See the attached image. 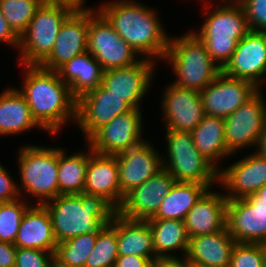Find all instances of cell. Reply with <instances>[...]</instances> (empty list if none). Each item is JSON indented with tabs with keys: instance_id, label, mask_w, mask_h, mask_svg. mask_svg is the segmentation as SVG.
I'll return each mask as SVG.
<instances>
[{
	"instance_id": "6da1fadb",
	"label": "cell",
	"mask_w": 266,
	"mask_h": 267,
	"mask_svg": "<svg viewBox=\"0 0 266 267\" xmlns=\"http://www.w3.org/2000/svg\"><path fill=\"white\" fill-rule=\"evenodd\" d=\"M25 78L18 89L30 107L33 119L50 135L57 134L67 121H76L77 100L57 71L39 65L24 66Z\"/></svg>"
},
{
	"instance_id": "7a4b0ae2",
	"label": "cell",
	"mask_w": 266,
	"mask_h": 267,
	"mask_svg": "<svg viewBox=\"0 0 266 267\" xmlns=\"http://www.w3.org/2000/svg\"><path fill=\"white\" fill-rule=\"evenodd\" d=\"M102 4L98 10L138 55H144L151 60H164L170 37L153 8L133 0Z\"/></svg>"
},
{
	"instance_id": "3957f363",
	"label": "cell",
	"mask_w": 266,
	"mask_h": 267,
	"mask_svg": "<svg viewBox=\"0 0 266 267\" xmlns=\"http://www.w3.org/2000/svg\"><path fill=\"white\" fill-rule=\"evenodd\" d=\"M48 210L57 243L99 232L112 221L117 209L100 195L62 194L43 204Z\"/></svg>"
},
{
	"instance_id": "277c9868",
	"label": "cell",
	"mask_w": 266,
	"mask_h": 267,
	"mask_svg": "<svg viewBox=\"0 0 266 267\" xmlns=\"http://www.w3.org/2000/svg\"><path fill=\"white\" fill-rule=\"evenodd\" d=\"M224 2L223 5L220 4L212 9L211 13H208L209 5L204 7L205 16L209 15L200 30L193 31L221 69L230 60L238 41L250 31L241 4L237 0Z\"/></svg>"
},
{
	"instance_id": "5b68a950",
	"label": "cell",
	"mask_w": 266,
	"mask_h": 267,
	"mask_svg": "<svg viewBox=\"0 0 266 267\" xmlns=\"http://www.w3.org/2000/svg\"><path fill=\"white\" fill-rule=\"evenodd\" d=\"M164 59L171 63L177 75L172 83L182 88L200 92L222 73L205 44L193 31L175 39L170 38Z\"/></svg>"
},
{
	"instance_id": "8992f818",
	"label": "cell",
	"mask_w": 266,
	"mask_h": 267,
	"mask_svg": "<svg viewBox=\"0 0 266 267\" xmlns=\"http://www.w3.org/2000/svg\"><path fill=\"white\" fill-rule=\"evenodd\" d=\"M18 154L20 196L25 191L36 197L39 205L58 196V148L25 145Z\"/></svg>"
},
{
	"instance_id": "52a82bcc",
	"label": "cell",
	"mask_w": 266,
	"mask_h": 267,
	"mask_svg": "<svg viewBox=\"0 0 266 267\" xmlns=\"http://www.w3.org/2000/svg\"><path fill=\"white\" fill-rule=\"evenodd\" d=\"M167 157H162L163 168L176 182L218 184V170L205 159L194 145L189 132L166 129Z\"/></svg>"
},
{
	"instance_id": "ba28073f",
	"label": "cell",
	"mask_w": 266,
	"mask_h": 267,
	"mask_svg": "<svg viewBox=\"0 0 266 267\" xmlns=\"http://www.w3.org/2000/svg\"><path fill=\"white\" fill-rule=\"evenodd\" d=\"M72 12L67 6L42 3L19 38L21 64L40 65L50 55L62 23Z\"/></svg>"
},
{
	"instance_id": "9c48e42d",
	"label": "cell",
	"mask_w": 266,
	"mask_h": 267,
	"mask_svg": "<svg viewBox=\"0 0 266 267\" xmlns=\"http://www.w3.org/2000/svg\"><path fill=\"white\" fill-rule=\"evenodd\" d=\"M95 9H89L88 52L102 69L127 67L139 61L133 48L117 34L107 18Z\"/></svg>"
},
{
	"instance_id": "30bf717a",
	"label": "cell",
	"mask_w": 266,
	"mask_h": 267,
	"mask_svg": "<svg viewBox=\"0 0 266 267\" xmlns=\"http://www.w3.org/2000/svg\"><path fill=\"white\" fill-rule=\"evenodd\" d=\"M225 144L233 155L239 149L257 147L266 123V100L260 90L224 119Z\"/></svg>"
},
{
	"instance_id": "8fae6325",
	"label": "cell",
	"mask_w": 266,
	"mask_h": 267,
	"mask_svg": "<svg viewBox=\"0 0 266 267\" xmlns=\"http://www.w3.org/2000/svg\"><path fill=\"white\" fill-rule=\"evenodd\" d=\"M140 109L114 117L99 128L87 141L96 153L116 155L144 142V127Z\"/></svg>"
},
{
	"instance_id": "7c38bea8",
	"label": "cell",
	"mask_w": 266,
	"mask_h": 267,
	"mask_svg": "<svg viewBox=\"0 0 266 267\" xmlns=\"http://www.w3.org/2000/svg\"><path fill=\"white\" fill-rule=\"evenodd\" d=\"M140 58L133 65L104 70L102 75V86L133 109H140L139 102L149 92L155 74V61Z\"/></svg>"
},
{
	"instance_id": "4fadbf2b",
	"label": "cell",
	"mask_w": 266,
	"mask_h": 267,
	"mask_svg": "<svg viewBox=\"0 0 266 267\" xmlns=\"http://www.w3.org/2000/svg\"><path fill=\"white\" fill-rule=\"evenodd\" d=\"M259 90L253 82L221 73L200 91L205 115L225 119Z\"/></svg>"
},
{
	"instance_id": "5bb4252c",
	"label": "cell",
	"mask_w": 266,
	"mask_h": 267,
	"mask_svg": "<svg viewBox=\"0 0 266 267\" xmlns=\"http://www.w3.org/2000/svg\"><path fill=\"white\" fill-rule=\"evenodd\" d=\"M133 109L126 101L108 92L102 85L77 99L76 123L86 141L114 117Z\"/></svg>"
},
{
	"instance_id": "9a60e30c",
	"label": "cell",
	"mask_w": 266,
	"mask_h": 267,
	"mask_svg": "<svg viewBox=\"0 0 266 267\" xmlns=\"http://www.w3.org/2000/svg\"><path fill=\"white\" fill-rule=\"evenodd\" d=\"M222 73L234 79L248 80L260 88L263 76H266V33L250 30L240 39Z\"/></svg>"
},
{
	"instance_id": "2e32d148",
	"label": "cell",
	"mask_w": 266,
	"mask_h": 267,
	"mask_svg": "<svg viewBox=\"0 0 266 267\" xmlns=\"http://www.w3.org/2000/svg\"><path fill=\"white\" fill-rule=\"evenodd\" d=\"M163 94L165 128L191 133L205 116L200 92L170 83Z\"/></svg>"
},
{
	"instance_id": "e0dca14e",
	"label": "cell",
	"mask_w": 266,
	"mask_h": 267,
	"mask_svg": "<svg viewBox=\"0 0 266 267\" xmlns=\"http://www.w3.org/2000/svg\"><path fill=\"white\" fill-rule=\"evenodd\" d=\"M121 189V205L124 197L163 169L162 156L153 145L144 141L116 154Z\"/></svg>"
},
{
	"instance_id": "ac0fdd59",
	"label": "cell",
	"mask_w": 266,
	"mask_h": 267,
	"mask_svg": "<svg viewBox=\"0 0 266 267\" xmlns=\"http://www.w3.org/2000/svg\"><path fill=\"white\" fill-rule=\"evenodd\" d=\"M89 10L73 11L62 23L50 55L39 65L57 71L67 61L88 51Z\"/></svg>"
},
{
	"instance_id": "d6986e66",
	"label": "cell",
	"mask_w": 266,
	"mask_h": 267,
	"mask_svg": "<svg viewBox=\"0 0 266 267\" xmlns=\"http://www.w3.org/2000/svg\"><path fill=\"white\" fill-rule=\"evenodd\" d=\"M218 183L227 190V200L256 193L266 184V158L255 151L225 169L220 167Z\"/></svg>"
},
{
	"instance_id": "ffe728a7",
	"label": "cell",
	"mask_w": 266,
	"mask_h": 267,
	"mask_svg": "<svg viewBox=\"0 0 266 267\" xmlns=\"http://www.w3.org/2000/svg\"><path fill=\"white\" fill-rule=\"evenodd\" d=\"M226 228L235 242L266 245V203L228 200Z\"/></svg>"
},
{
	"instance_id": "44dd1931",
	"label": "cell",
	"mask_w": 266,
	"mask_h": 267,
	"mask_svg": "<svg viewBox=\"0 0 266 267\" xmlns=\"http://www.w3.org/2000/svg\"><path fill=\"white\" fill-rule=\"evenodd\" d=\"M175 182L170 173L163 168L129 192L117 212L128 219L144 221L151 219Z\"/></svg>"
},
{
	"instance_id": "7402d4cb",
	"label": "cell",
	"mask_w": 266,
	"mask_h": 267,
	"mask_svg": "<svg viewBox=\"0 0 266 267\" xmlns=\"http://www.w3.org/2000/svg\"><path fill=\"white\" fill-rule=\"evenodd\" d=\"M225 194L213 192L209 188L191 207L184 220L189 238L209 235L226 228Z\"/></svg>"
},
{
	"instance_id": "603a6c76",
	"label": "cell",
	"mask_w": 266,
	"mask_h": 267,
	"mask_svg": "<svg viewBox=\"0 0 266 267\" xmlns=\"http://www.w3.org/2000/svg\"><path fill=\"white\" fill-rule=\"evenodd\" d=\"M116 155H102L90 147L84 192L100 195L116 209L121 206V189Z\"/></svg>"
},
{
	"instance_id": "cb8c5ba5",
	"label": "cell",
	"mask_w": 266,
	"mask_h": 267,
	"mask_svg": "<svg viewBox=\"0 0 266 267\" xmlns=\"http://www.w3.org/2000/svg\"><path fill=\"white\" fill-rule=\"evenodd\" d=\"M235 243L227 228L189 238L185 260L199 267H229Z\"/></svg>"
},
{
	"instance_id": "d4e9b609",
	"label": "cell",
	"mask_w": 266,
	"mask_h": 267,
	"mask_svg": "<svg viewBox=\"0 0 266 267\" xmlns=\"http://www.w3.org/2000/svg\"><path fill=\"white\" fill-rule=\"evenodd\" d=\"M57 244L52 220L46 207L39 204L31 205L22 217L14 245L55 254Z\"/></svg>"
},
{
	"instance_id": "484cf974",
	"label": "cell",
	"mask_w": 266,
	"mask_h": 267,
	"mask_svg": "<svg viewBox=\"0 0 266 267\" xmlns=\"http://www.w3.org/2000/svg\"><path fill=\"white\" fill-rule=\"evenodd\" d=\"M103 71L100 63L88 51L67 61L57 70L76 100L102 85Z\"/></svg>"
},
{
	"instance_id": "4316f807",
	"label": "cell",
	"mask_w": 266,
	"mask_h": 267,
	"mask_svg": "<svg viewBox=\"0 0 266 267\" xmlns=\"http://www.w3.org/2000/svg\"><path fill=\"white\" fill-rule=\"evenodd\" d=\"M117 249L119 256L136 255L158 259L153 247L150 225L144 220H133L116 213Z\"/></svg>"
},
{
	"instance_id": "83f0119b",
	"label": "cell",
	"mask_w": 266,
	"mask_h": 267,
	"mask_svg": "<svg viewBox=\"0 0 266 267\" xmlns=\"http://www.w3.org/2000/svg\"><path fill=\"white\" fill-rule=\"evenodd\" d=\"M41 128L33 119L31 110L18 88H5L0 93V135L8 136Z\"/></svg>"
},
{
	"instance_id": "f1b7e54d",
	"label": "cell",
	"mask_w": 266,
	"mask_h": 267,
	"mask_svg": "<svg viewBox=\"0 0 266 267\" xmlns=\"http://www.w3.org/2000/svg\"><path fill=\"white\" fill-rule=\"evenodd\" d=\"M225 123L223 118L207 116L191 132L194 145L199 153L218 171L217 162L231 156L225 144Z\"/></svg>"
},
{
	"instance_id": "f546056e",
	"label": "cell",
	"mask_w": 266,
	"mask_h": 267,
	"mask_svg": "<svg viewBox=\"0 0 266 267\" xmlns=\"http://www.w3.org/2000/svg\"><path fill=\"white\" fill-rule=\"evenodd\" d=\"M211 187L212 184L175 182L151 219L184 221L191 207Z\"/></svg>"
},
{
	"instance_id": "4dcf8cb0",
	"label": "cell",
	"mask_w": 266,
	"mask_h": 267,
	"mask_svg": "<svg viewBox=\"0 0 266 267\" xmlns=\"http://www.w3.org/2000/svg\"><path fill=\"white\" fill-rule=\"evenodd\" d=\"M146 221L151 228L153 247L157 258H179V256L171 254L172 251L176 250L182 251L180 258H185L189 237L184 221L171 219H149Z\"/></svg>"
},
{
	"instance_id": "1f68e13d",
	"label": "cell",
	"mask_w": 266,
	"mask_h": 267,
	"mask_svg": "<svg viewBox=\"0 0 266 267\" xmlns=\"http://www.w3.org/2000/svg\"><path fill=\"white\" fill-rule=\"evenodd\" d=\"M88 151L66 155L64 149L58 148V185L59 195L80 194L84 192L86 170L90 158Z\"/></svg>"
},
{
	"instance_id": "d6a6232c",
	"label": "cell",
	"mask_w": 266,
	"mask_h": 267,
	"mask_svg": "<svg viewBox=\"0 0 266 267\" xmlns=\"http://www.w3.org/2000/svg\"><path fill=\"white\" fill-rule=\"evenodd\" d=\"M116 214L98 233L95 246L84 267H114L118 258Z\"/></svg>"
},
{
	"instance_id": "836d02e7",
	"label": "cell",
	"mask_w": 266,
	"mask_h": 267,
	"mask_svg": "<svg viewBox=\"0 0 266 267\" xmlns=\"http://www.w3.org/2000/svg\"><path fill=\"white\" fill-rule=\"evenodd\" d=\"M97 233L82 234L58 243L54 257L68 267H84L95 246Z\"/></svg>"
},
{
	"instance_id": "e575fe53",
	"label": "cell",
	"mask_w": 266,
	"mask_h": 267,
	"mask_svg": "<svg viewBox=\"0 0 266 267\" xmlns=\"http://www.w3.org/2000/svg\"><path fill=\"white\" fill-rule=\"evenodd\" d=\"M44 0H0V11L20 38Z\"/></svg>"
},
{
	"instance_id": "d590c367",
	"label": "cell",
	"mask_w": 266,
	"mask_h": 267,
	"mask_svg": "<svg viewBox=\"0 0 266 267\" xmlns=\"http://www.w3.org/2000/svg\"><path fill=\"white\" fill-rule=\"evenodd\" d=\"M25 199L0 203V241L14 244L22 217L31 206Z\"/></svg>"
},
{
	"instance_id": "8d00e7d4",
	"label": "cell",
	"mask_w": 266,
	"mask_h": 267,
	"mask_svg": "<svg viewBox=\"0 0 266 267\" xmlns=\"http://www.w3.org/2000/svg\"><path fill=\"white\" fill-rule=\"evenodd\" d=\"M229 267H266V245L236 242Z\"/></svg>"
},
{
	"instance_id": "74e56055",
	"label": "cell",
	"mask_w": 266,
	"mask_h": 267,
	"mask_svg": "<svg viewBox=\"0 0 266 267\" xmlns=\"http://www.w3.org/2000/svg\"><path fill=\"white\" fill-rule=\"evenodd\" d=\"M246 14L251 31L266 33V0H237Z\"/></svg>"
},
{
	"instance_id": "f35d334b",
	"label": "cell",
	"mask_w": 266,
	"mask_h": 267,
	"mask_svg": "<svg viewBox=\"0 0 266 267\" xmlns=\"http://www.w3.org/2000/svg\"><path fill=\"white\" fill-rule=\"evenodd\" d=\"M54 253L41 249L16 247L15 267H47Z\"/></svg>"
},
{
	"instance_id": "ab89813d",
	"label": "cell",
	"mask_w": 266,
	"mask_h": 267,
	"mask_svg": "<svg viewBox=\"0 0 266 267\" xmlns=\"http://www.w3.org/2000/svg\"><path fill=\"white\" fill-rule=\"evenodd\" d=\"M0 163V203L14 201L20 197L18 186Z\"/></svg>"
},
{
	"instance_id": "60d3db41",
	"label": "cell",
	"mask_w": 266,
	"mask_h": 267,
	"mask_svg": "<svg viewBox=\"0 0 266 267\" xmlns=\"http://www.w3.org/2000/svg\"><path fill=\"white\" fill-rule=\"evenodd\" d=\"M152 261L136 255L118 256L114 267H151Z\"/></svg>"
},
{
	"instance_id": "b9f144b4",
	"label": "cell",
	"mask_w": 266,
	"mask_h": 267,
	"mask_svg": "<svg viewBox=\"0 0 266 267\" xmlns=\"http://www.w3.org/2000/svg\"><path fill=\"white\" fill-rule=\"evenodd\" d=\"M0 42L14 46L18 50L19 37L10 28L0 11Z\"/></svg>"
},
{
	"instance_id": "7bdbcfd3",
	"label": "cell",
	"mask_w": 266,
	"mask_h": 267,
	"mask_svg": "<svg viewBox=\"0 0 266 267\" xmlns=\"http://www.w3.org/2000/svg\"><path fill=\"white\" fill-rule=\"evenodd\" d=\"M16 246L0 241V267H15Z\"/></svg>"
},
{
	"instance_id": "ee69618b",
	"label": "cell",
	"mask_w": 266,
	"mask_h": 267,
	"mask_svg": "<svg viewBox=\"0 0 266 267\" xmlns=\"http://www.w3.org/2000/svg\"><path fill=\"white\" fill-rule=\"evenodd\" d=\"M151 267H188L185 258H158L152 262Z\"/></svg>"
},
{
	"instance_id": "f6af8a7d",
	"label": "cell",
	"mask_w": 266,
	"mask_h": 267,
	"mask_svg": "<svg viewBox=\"0 0 266 267\" xmlns=\"http://www.w3.org/2000/svg\"><path fill=\"white\" fill-rule=\"evenodd\" d=\"M84 2L85 0H44V3L67 6L73 11H85L94 9L93 7L85 8Z\"/></svg>"
},
{
	"instance_id": "bcb514c9",
	"label": "cell",
	"mask_w": 266,
	"mask_h": 267,
	"mask_svg": "<svg viewBox=\"0 0 266 267\" xmlns=\"http://www.w3.org/2000/svg\"><path fill=\"white\" fill-rule=\"evenodd\" d=\"M249 202L266 203V184L263 185L256 193L246 197Z\"/></svg>"
},
{
	"instance_id": "7dc6e473",
	"label": "cell",
	"mask_w": 266,
	"mask_h": 267,
	"mask_svg": "<svg viewBox=\"0 0 266 267\" xmlns=\"http://www.w3.org/2000/svg\"><path fill=\"white\" fill-rule=\"evenodd\" d=\"M47 267H68L62 264L57 258L53 257Z\"/></svg>"
},
{
	"instance_id": "c3c4849f",
	"label": "cell",
	"mask_w": 266,
	"mask_h": 267,
	"mask_svg": "<svg viewBox=\"0 0 266 267\" xmlns=\"http://www.w3.org/2000/svg\"><path fill=\"white\" fill-rule=\"evenodd\" d=\"M188 267H199V266H195L193 264L188 263Z\"/></svg>"
}]
</instances>
